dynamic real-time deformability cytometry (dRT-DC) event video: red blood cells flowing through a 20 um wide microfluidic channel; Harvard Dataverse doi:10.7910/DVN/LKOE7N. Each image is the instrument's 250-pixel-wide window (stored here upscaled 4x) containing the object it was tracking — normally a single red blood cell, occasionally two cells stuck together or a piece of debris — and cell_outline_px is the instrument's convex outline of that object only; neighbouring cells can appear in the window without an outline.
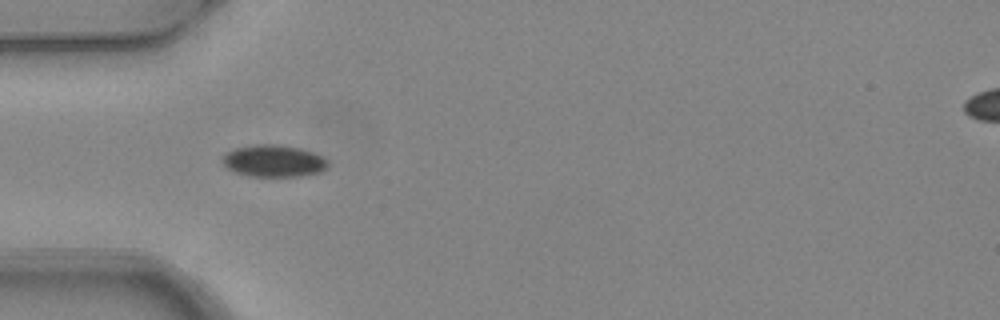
{"species": "common noctule bat (a hibernating species)", "species_latin": "Nyctalus noctula", "temperature_condition": "warm", "stored_images_in_passage": 2, "camera_frame_rate_fps": 3000, "um_per_image_px": 0.085, "animal": {"sex": "female", "body_mass_g": 24.6, "forearm_length_mm": 56.2}, "frame": {"image": 1, "passage_image": 1, "time_ms": 0.0, "image_size_px": [1000, 320], "cell_outline_px": [[328, 168], [320, 172], [300, 176], [248, 176], [232, 172], [220, 160], [224, 152], [236, 148], [256, 144], [276, 144], [300, 148], [312, 152], [328, 160]], "centroid_in_image_um": [23.22, 13.68], "position_along_channel_um": 61.8, "area_um2": 19.83}}
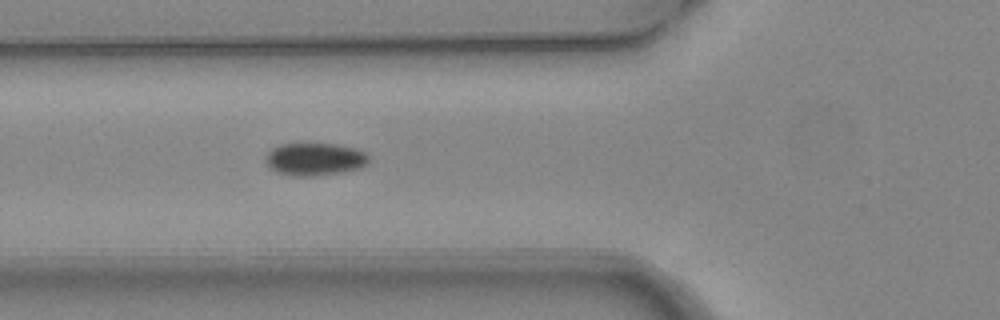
{"frame": {"image": 2, "passage_image": 2, "time_ms": 0.333, "image_size_px": [1000, 320], "cell_outline_px": [[368, 164], [360, 168], [340, 172], [312, 176], [288, 176], [276, 172], [268, 164], [264, 156], [272, 148], [280, 144], [336, 144], [356, 148], [368, 152]], "centroid_in_image_um": [26.77, 13.53], "position_along_channel_um": 99.0, "area_um2": 19.71}}